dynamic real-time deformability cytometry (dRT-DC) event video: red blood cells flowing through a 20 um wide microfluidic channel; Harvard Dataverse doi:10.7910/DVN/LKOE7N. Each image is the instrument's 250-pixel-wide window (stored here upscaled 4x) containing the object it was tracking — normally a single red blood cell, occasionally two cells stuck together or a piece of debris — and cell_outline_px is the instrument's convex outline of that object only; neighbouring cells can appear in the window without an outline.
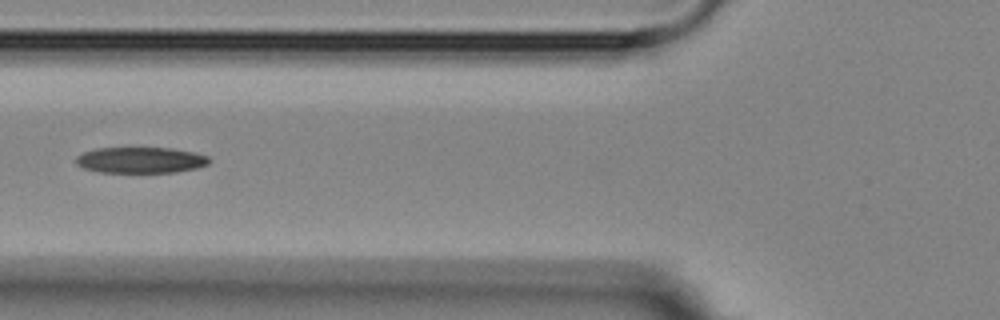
{"species": "Egyptian fruit bat (a non-hibernating species)", "species_latin": "Rousettus aegyptiacus", "temperature_condition": "room temperature", "stored_images_in_passage": 5, "camera_frame_rate_fps": 3000, "um_per_image_px": 0.085, "animal": {"sex": "female"}, "frame": {"image": 1, "passage_image": 5, "time_ms": 4.333, "image_size_px": [1000, 320], "cell_outline_px": [[212, 160], [208, 164], [196, 168], [176, 172], [100, 172], [84, 168], [76, 164], [76, 156], [84, 152], [96, 148], [172, 148], [192, 152], [208, 156]], "centroid_in_image_um": [11.96, 13.6], "position_along_channel_um": 113.8, "area_um2": 20.11}}